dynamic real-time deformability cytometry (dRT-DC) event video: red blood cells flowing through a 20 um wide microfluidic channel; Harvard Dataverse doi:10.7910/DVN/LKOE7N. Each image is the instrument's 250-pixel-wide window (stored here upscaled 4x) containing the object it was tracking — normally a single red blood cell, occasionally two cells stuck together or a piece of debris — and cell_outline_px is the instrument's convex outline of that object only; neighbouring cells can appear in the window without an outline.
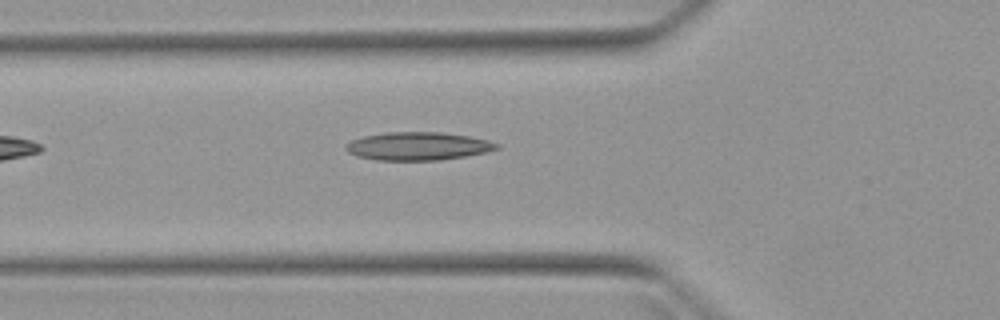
{"species": "Egyptian fruit bat (a non-hibernating species)", "species_latin": "Rousettus aegyptiacus", "temperature_condition": "warm", "stored_images_in_passage": 3, "camera_frame_rate_fps": 3000, "um_per_image_px": 0.085, "animal": {"sex": "female"}, "frame": {"image": 1, "passage_image": 3, "time_ms": 2.333, "image_size_px": [1000, 320], "cell_outline_px": [[500, 148], [488, 152], [440, 160], [376, 160], [356, 156], [348, 152], [344, 148], [344, 144], [352, 140], [364, 136], [388, 132], [440, 132], [468, 136], [488, 140], [500, 144]], "centroid_in_image_um": [35.52, 12.42], "position_along_channel_um": 90.3, "area_um2": 24.8}}